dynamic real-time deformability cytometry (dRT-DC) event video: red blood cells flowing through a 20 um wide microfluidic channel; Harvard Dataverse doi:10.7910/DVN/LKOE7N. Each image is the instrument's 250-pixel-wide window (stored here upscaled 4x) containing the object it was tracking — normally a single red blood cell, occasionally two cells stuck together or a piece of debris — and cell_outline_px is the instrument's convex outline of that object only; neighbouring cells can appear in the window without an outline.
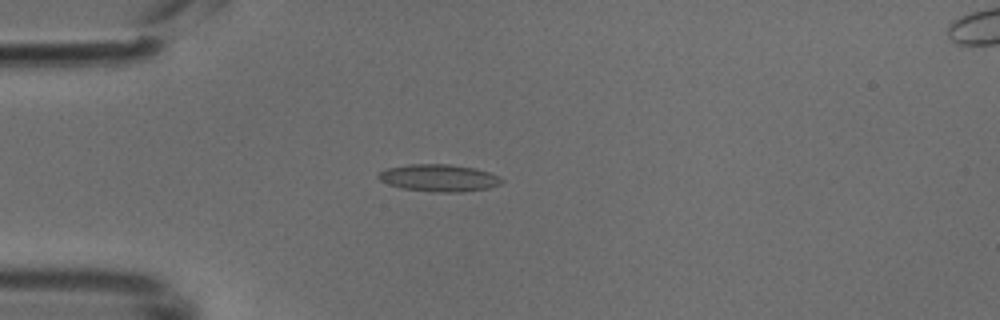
{"species": "common noctule bat (a hibernating species)", "species_latin": "Nyctalus noctula", "temperature_condition": "cold", "stored_images_in_passage": 43, "camera_frame_rate_fps": 3000, "um_per_image_px": 0.085, "animal": {"sex": "male", "body_mass_g": 18.8}, "frame": {"image": 1, "passage_image": 7, "time_ms": 2.0, "image_size_px": [1000, 320], "cell_outline_px": [[504, 180], [500, 184], [488, 188], [460, 192], [440, 192], [400, 188], [388, 184], [380, 180], [376, 176], [380, 172], [388, 168], [408, 164], [448, 164], [476, 168], [500, 176]], "centroid_in_image_um": [37.32, 15.12], "position_along_channel_um": 47.7, "area_um2": 19.48}}
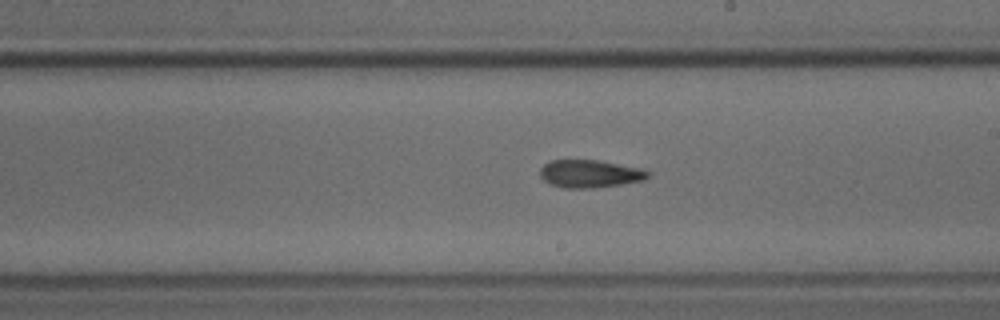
{"frame": {"image": 2, "passage_image": 22, "time_ms": 7.0, "image_size_px": [1000, 320], "cell_outline_px": [[652, 176], [644, 180], [620, 184], [592, 188], [564, 188], [548, 184], [540, 176], [540, 168], [544, 164], [552, 160], [596, 160], [640, 168], [652, 172]], "centroid_in_image_um": [50.14, 14.77], "position_along_channel_um": 238.9, "area_um2": 17.51}}
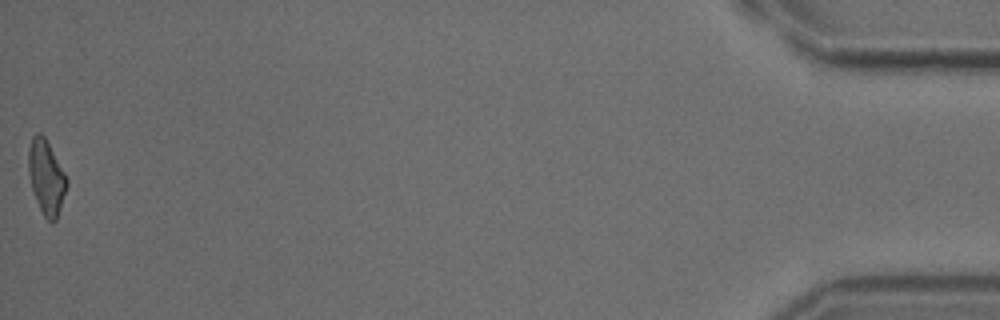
{"frame": {"image": 3, "passage_image": 43, "time_ms": 14.0, "image_size_px": [1000, 320], "cell_outline_px": [[68, 184], [56, 220], [52, 224], [44, 216], [36, 200], [32, 188], [28, 172], [28, 152], [32, 136], [36, 132], [40, 132], [44, 136], [64, 172], [68, 180]], "centroid_in_image_um": [3.93, 15.06], "position_along_channel_um": 431.3, "area_um2": 16.42}}